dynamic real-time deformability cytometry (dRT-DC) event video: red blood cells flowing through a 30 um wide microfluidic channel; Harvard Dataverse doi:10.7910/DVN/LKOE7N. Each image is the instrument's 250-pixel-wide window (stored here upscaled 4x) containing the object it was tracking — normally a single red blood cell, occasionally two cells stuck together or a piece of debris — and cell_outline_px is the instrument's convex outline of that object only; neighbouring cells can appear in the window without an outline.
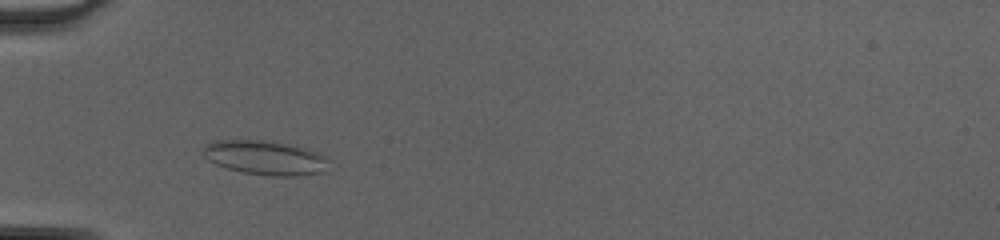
{"species": "common noctule bat (a hibernating species)", "species_latin": "Nyctalus noctula", "temperature_condition": "cold", "stored_images_in_passage": 40, "camera_frame_rate_fps": 3000, "um_per_image_px": 0.085, "animal": {"sex": "female", "body_mass_g": 20.0, "forearm_length_mm": 54.0}, "frame": {"image": 1, "passage_image": 8, "time_ms": 2.333, "image_size_px": [1000, 240], "cell_outline_px": [[332, 160], [328, 172], [300, 176], [272, 176], [240, 172], [216, 164], [208, 160], [204, 156], [204, 144], [212, 140], [260, 140], [308, 148], [328, 156]], "centroid_in_image_um": [22.64, 13.42], "position_along_channel_um": 62.4, "area_um2": 25.66}}
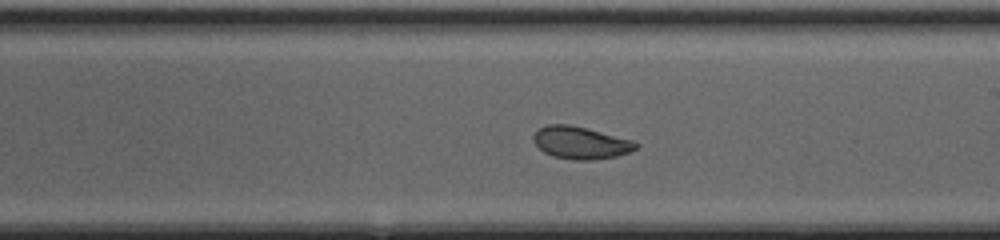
{"frame": {"image": 2, "passage_image": 21, "time_ms": 6.667, "image_size_px": [1000, 240], "cell_outline_px": [[640, 144], [636, 148], [628, 152], [616, 156], [592, 160], [576, 160], [552, 156], [544, 152], [532, 140], [532, 136], [540, 128], [548, 124], [568, 124], [636, 140]], "centroid_in_image_um": [49.37, 12.13], "position_along_channel_um": 239.6, "area_um2": 19.31}}
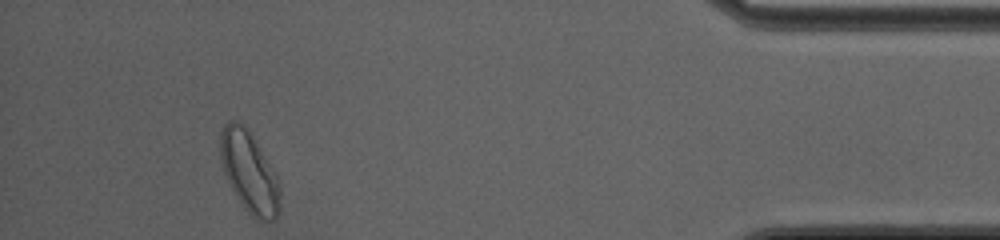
{"frame": {"image": 3, "passage_image": 37, "time_ms": 12.0, "image_size_px": [1000, 240], "cell_outline_px": [[280, 212], [272, 220], [260, 220], [252, 216], [240, 204], [224, 172], [220, 160], [220, 132], [224, 124], [232, 120], [236, 120], [244, 124], [248, 128], [268, 160], [280, 184]], "centroid_in_image_um": [21.18, 14.6], "position_along_channel_um": 414.0, "area_um2": 28.26}, "authors_computed_cell_mechanics": {"area_um2": 22.0507, "velocity_mm_per_s": 4.233, "shape_relaxation_time_tau1_ms": 7.4554, "shape_relaxation_time_tau2_ms": 1.4192, "deformation_change_tau1": 0.1316, "deformation_change_tau2": 0.0628}}